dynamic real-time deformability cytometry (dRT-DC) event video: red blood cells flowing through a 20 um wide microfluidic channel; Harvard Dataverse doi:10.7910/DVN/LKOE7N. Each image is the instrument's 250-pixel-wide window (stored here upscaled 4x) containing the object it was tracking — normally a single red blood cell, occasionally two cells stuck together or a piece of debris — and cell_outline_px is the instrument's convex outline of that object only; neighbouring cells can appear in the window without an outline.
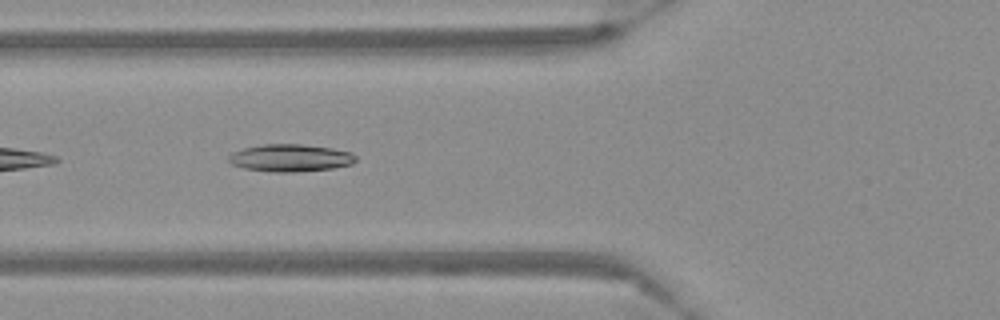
{"species": "Egyptian fruit bat (a non-hibernating species)", "species_latin": "Rousettus aegyptiacus", "temperature_condition": "warm", "stored_images_in_passage": 11, "camera_frame_rate_fps": 3000, "um_per_image_px": 0.085, "frame": {"image": 1, "passage_image": 5, "time_ms": 1.333, "image_size_px": [1000, 320], "cell_outline_px": [[356, 160], [352, 164], [332, 168], [292, 172], [276, 172], [244, 168], [232, 164], [228, 160], [228, 156], [232, 152], [244, 148], [264, 144], [304, 144], [332, 148], [352, 152], [356, 156]], "centroid_in_image_um": [24.69, 13.41], "position_along_channel_um": 101.1, "area_um2": 20.23}}
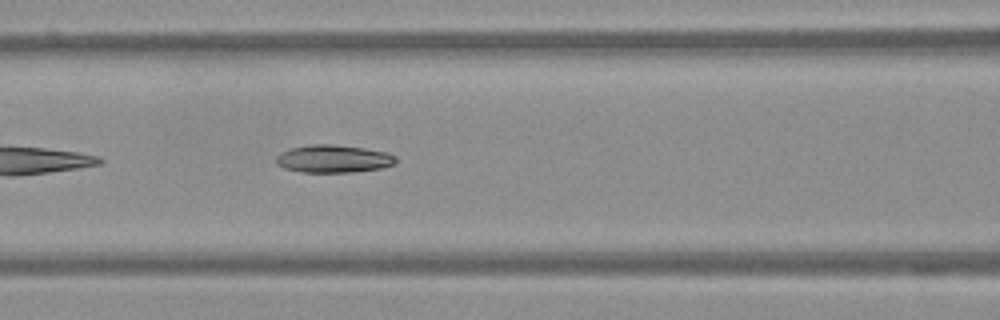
{"frame": {"image": 2, "passage_image": 8, "time_ms": 2.333, "image_size_px": [1000, 320], "cell_outline_px": [[396, 164], [384, 168], [352, 172], [300, 172], [284, 168], [276, 164], [276, 156], [280, 152], [292, 148], [308, 144], [332, 144], [364, 148], [388, 152], [396, 156]], "centroid_in_image_um": [28.36, 13.5], "position_along_channel_um": 138.2, "area_um2": 19.59}}